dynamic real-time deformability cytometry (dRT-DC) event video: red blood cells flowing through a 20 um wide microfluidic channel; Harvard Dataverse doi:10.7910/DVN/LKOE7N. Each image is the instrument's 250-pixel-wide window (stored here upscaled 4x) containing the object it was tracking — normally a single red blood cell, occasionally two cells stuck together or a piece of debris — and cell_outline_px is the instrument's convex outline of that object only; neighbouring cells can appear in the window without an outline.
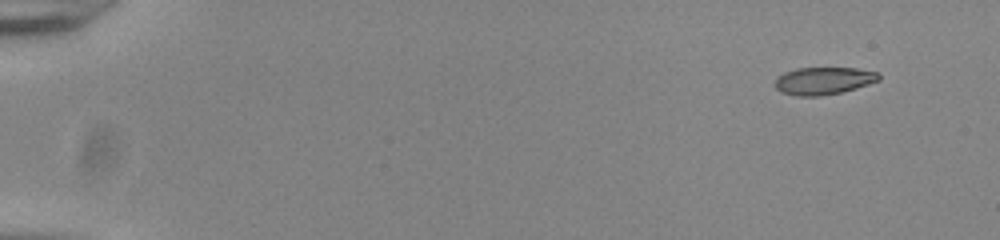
{"species": "common noctule bat (a hibernating species)", "species_latin": "Nyctalus noctula", "temperature_condition": "room temperature", "stored_images_in_passage": 51, "camera_frame_rate_fps": 3000, "um_per_image_px": 0.085, "animal": {"sex": "male", "body_mass_g": 20.0, "forearm_length_mm": 53.3}, "frame": {"image": 1, "passage_image": 1, "time_ms": 0.0, "image_size_px": [1000, 240], "cell_outline_px": [[880, 80], [856, 88], [840, 92], [820, 96], [796, 96], [780, 92], [776, 88], [776, 80], [784, 72], [796, 68], [856, 68], [880, 72]], "centroid_in_image_um": [70.02, 6.86], "position_along_channel_um": 15.0, "area_um2": 16.59}}
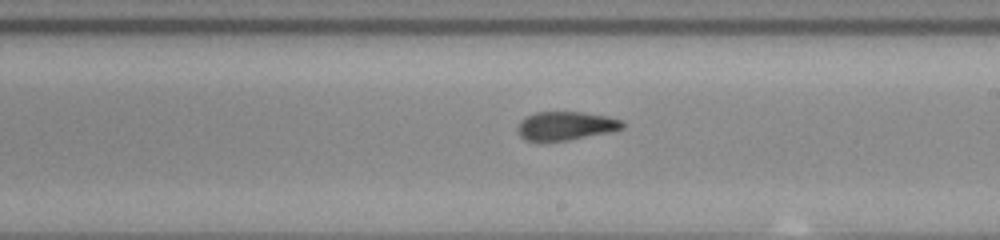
{"frame": {"image": 2, "passage_image": 30, "time_ms": 9.667, "image_size_px": [1000, 240], "cell_outline_px": [[624, 128], [608, 132], [568, 140], [524, 140], [520, 136], [516, 128], [520, 120], [536, 112], [584, 112], [608, 116], [624, 120]], "centroid_in_image_um": [48.1, 10.68], "position_along_channel_um": 240.9, "area_um2": 17.4}}
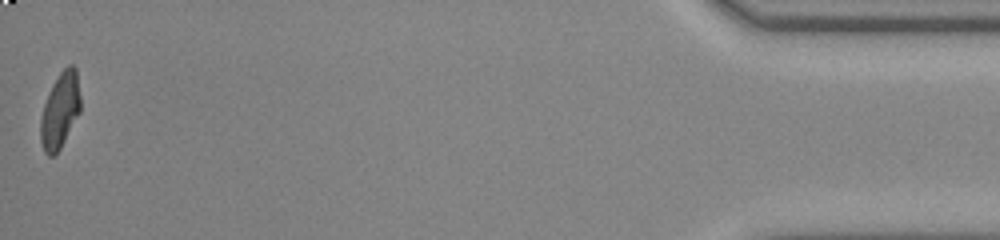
{"frame": {"image": 3, "passage_image": 51, "time_ms": 16.667, "image_size_px": [1000, 240], "cell_outline_px": [[80, 112], [60, 148], [52, 156], [48, 156], [44, 152], [40, 140], [40, 120], [44, 104], [48, 92], [52, 84], [60, 72], [68, 64], [72, 64], [76, 68], [80, 96]], "centroid_in_image_um": [5.1, 9.37], "position_along_channel_um": 430.1, "area_um2": 17.57}, "authors_computed_cell_mechanics": {"area_um2": 18.0336, "velocity_mm_per_s": 3.8809, "shape_relaxation_time_tau1_ms": null, "shape_relaxation_time_tau2_ms": 1.1425, "deformation_change_tau1": null, "deformation_change_tau2": 0.0745}}